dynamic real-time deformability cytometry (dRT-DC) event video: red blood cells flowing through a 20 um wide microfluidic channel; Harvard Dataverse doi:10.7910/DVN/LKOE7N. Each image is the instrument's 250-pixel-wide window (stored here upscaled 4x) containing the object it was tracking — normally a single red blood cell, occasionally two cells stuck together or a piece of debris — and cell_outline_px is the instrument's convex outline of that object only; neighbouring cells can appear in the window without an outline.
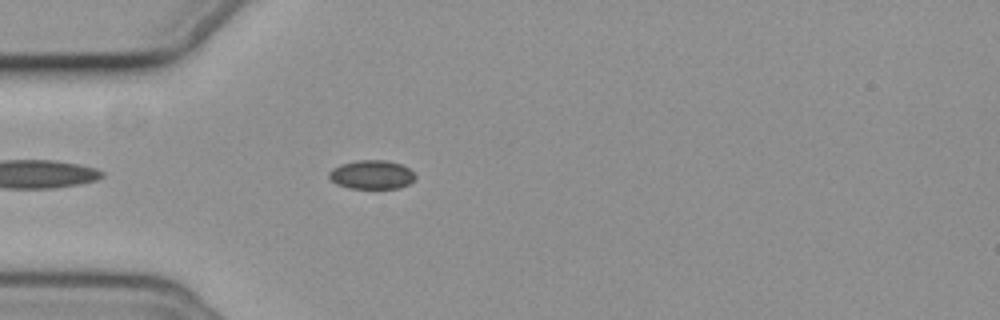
{"species": "common noctule bat (a hibernating species)", "species_latin": "Nyctalus noctula", "temperature_condition": "cold", "stored_images_in_passage": 29, "camera_frame_rate_fps": 3000, "um_per_image_px": 0.085, "animal": {"sex": "female", "body_mass_g": 19.3, "forearm_length_mm": 54.1}, "frame": {"image": 1, "passage_image": 5, "time_ms": 1.333, "image_size_px": [1000, 320], "cell_outline_px": [[416, 176], [408, 184], [400, 188], [348, 188], [336, 184], [328, 176], [328, 172], [332, 168], [340, 164], [356, 160], [388, 160], [400, 164], [408, 168]], "centroid_in_image_um": [31.56, 14.84], "position_along_channel_um": 53.4, "area_um2": 14.51}}
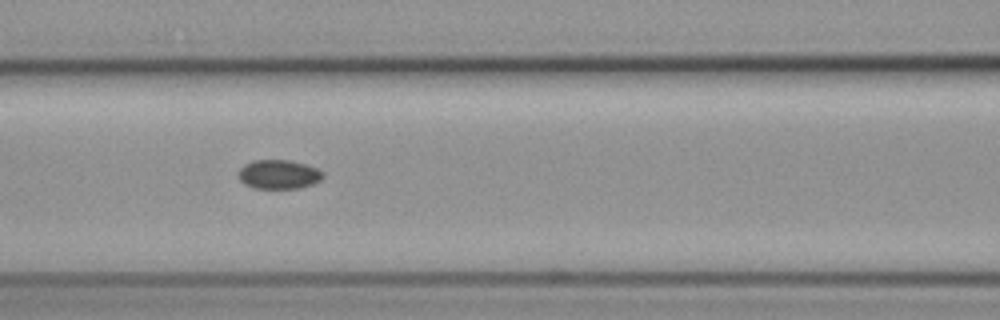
{"frame": {"image": 2, "passage_image": 13, "time_ms": 4.0, "image_size_px": [1000, 320], "cell_outline_px": [[324, 176], [320, 180], [312, 184], [300, 188], [252, 188], [244, 184], [240, 180], [240, 168], [244, 164], [252, 160], [288, 160], [304, 164], [316, 168], [324, 172]], "centroid_in_image_um": [23.69, 14.82], "position_along_channel_um": 142.9, "area_um2": 14.28}}
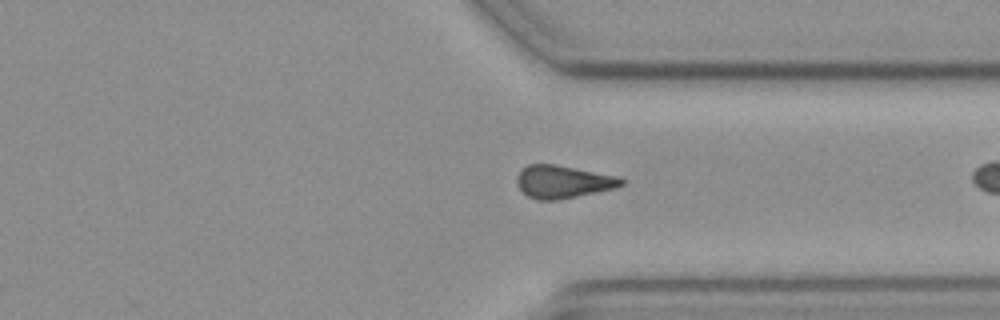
{"frame": {"image": 3, "passage_image": 28, "time_ms": 9.0, "image_size_px": [1000, 320], "cell_outline_px": [[624, 184], [616, 188], [556, 200], [536, 200], [528, 196], [516, 184], [516, 176], [528, 164], [556, 164], [620, 176], [624, 180]], "centroid_in_image_um": [47.87, 15.44], "position_along_channel_um": 363.5, "area_um2": 20.0}}